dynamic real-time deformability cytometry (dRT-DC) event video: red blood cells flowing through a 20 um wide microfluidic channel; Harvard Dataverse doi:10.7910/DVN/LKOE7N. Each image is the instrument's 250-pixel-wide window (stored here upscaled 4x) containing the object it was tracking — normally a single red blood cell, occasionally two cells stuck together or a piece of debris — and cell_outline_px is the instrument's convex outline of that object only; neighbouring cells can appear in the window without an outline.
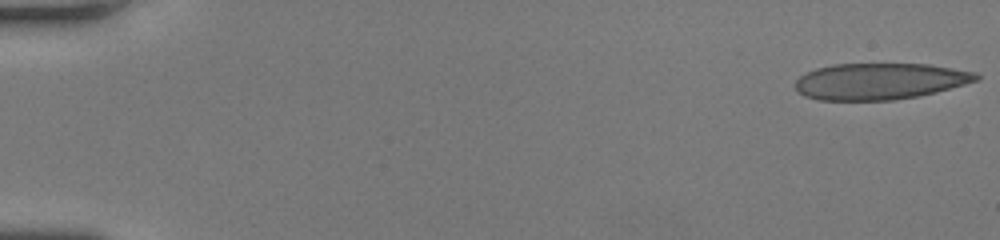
{"species": "human", "species_latin": "Homo sapiens", "temperature_condition": "room temperature", "stored_images_in_passage": 49, "camera_frame_rate_fps": 3000, "um_per_image_px": 0.085, "donor": {"sex": "female"}, "frame": {"image": 1, "passage_image": 1, "time_ms": 0.0, "image_size_px": [1000, 240], "cell_outline_px": [[980, 80], [936, 92], [920, 96], [896, 100], [816, 100], [804, 96], [796, 92], [796, 80], [804, 72], [816, 68], [832, 64], [928, 64], [976, 72], [980, 76]], "centroid_in_image_um": [74.76, 6.91], "position_along_channel_um": 10.2, "area_um2": 38.73}}
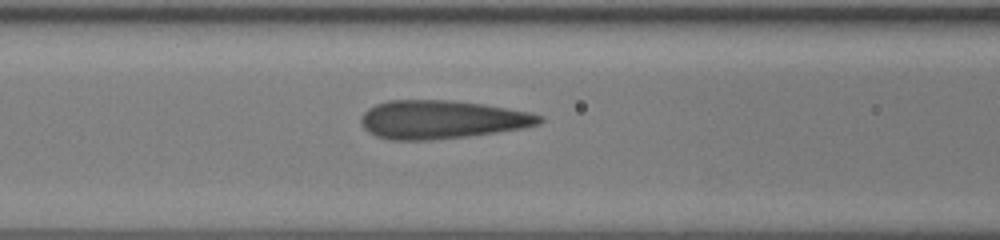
{"frame": {"image": 2, "passage_image": 22, "time_ms": 7.0, "image_size_px": [1000, 240], "cell_outline_px": [[544, 120], [540, 124], [524, 128], [468, 136], [428, 140], [388, 140], [376, 136], [368, 132], [360, 124], [360, 116], [368, 108], [376, 104], [388, 100], [452, 100], [484, 104], [528, 112], [544, 116]], "centroid_in_image_um": [37.52, 10.16], "position_along_channel_um": 129.1, "area_um2": 40.17}}
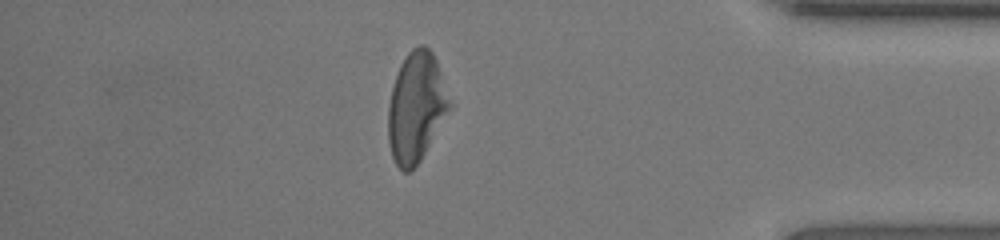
{"frame": {"image": 3, "passage_image": 43, "time_ms": 14.0, "image_size_px": [1000, 240], "cell_outline_px": [[452, 104], [420, 160], [408, 172], [404, 172], [396, 164], [392, 156], [388, 140], [388, 104], [392, 88], [400, 64], [408, 52], [412, 48], [420, 44], [424, 44], [432, 52], [436, 60]], "centroid_in_image_um": [35.35, 9.08], "position_along_channel_um": 399.8, "area_um2": 38.73}, "authors_computed_cell_mechanics": {"area_um2": 39.9398, "velocity_mm_per_s": 4.3001, "shape_relaxation_time_tau1_ms": 10.8403, "shape_relaxation_time_tau2_ms": 0.6412, "deformation_change_tau1": 0.2948, "deformation_change_tau2": 0.0726}}